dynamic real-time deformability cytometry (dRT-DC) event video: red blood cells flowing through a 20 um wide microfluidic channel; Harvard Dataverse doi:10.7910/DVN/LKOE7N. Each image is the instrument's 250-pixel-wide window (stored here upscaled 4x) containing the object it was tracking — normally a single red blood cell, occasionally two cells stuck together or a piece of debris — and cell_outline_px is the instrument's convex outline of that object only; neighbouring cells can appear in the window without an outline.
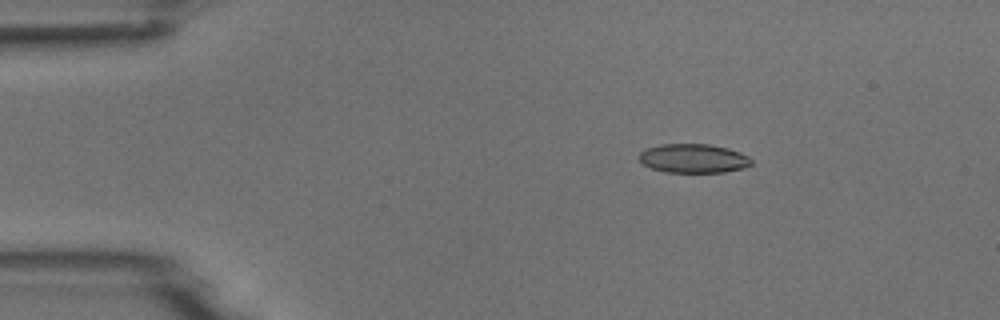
{"species": "common noctule bat (a hibernating species)", "species_latin": "Nyctalus noctula", "temperature_condition": "room temperature", "stored_images_in_passage": 3, "camera_frame_rate_fps": 3000, "um_per_image_px": 0.085, "animal": {"sex": "male", "body_mass_g": 18.8}, "frame": {"image": 1, "passage_image": 1, "time_ms": 0.0, "image_size_px": [1000, 320], "cell_outline_px": [[752, 164], [744, 168], [724, 172], [664, 172], [652, 168], [644, 164], [640, 160], [640, 152], [644, 148], [660, 144], [708, 144], [728, 148], [740, 152], [748, 156], [752, 160]], "centroid_in_image_um": [58.95, 13.46], "position_along_channel_um": 26.1, "area_um2": 19.02}}
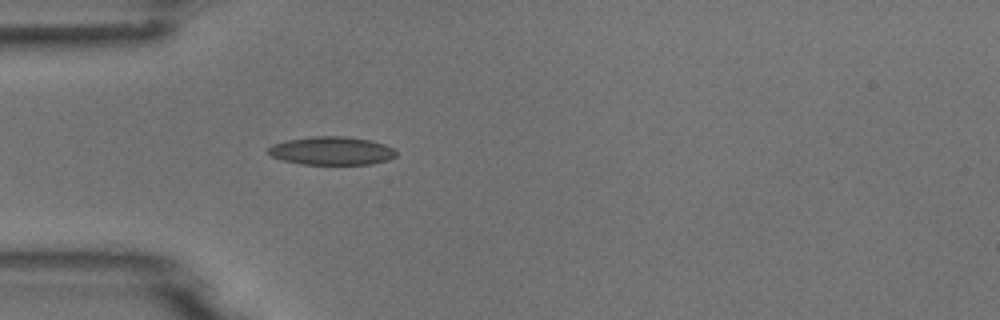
{"frame": {"image": 2, "passage_image": 3, "time_ms": 2.333, "image_size_px": [1000, 320], "cell_outline_px": [[396, 156], [388, 160], [372, 164], [300, 164], [284, 160], [272, 156], [268, 152], [268, 148], [272, 144], [288, 140], [312, 136], [344, 136], [372, 140], [384, 144], [392, 148], [396, 152]], "centroid_in_image_um": [28.21, 12.81], "position_along_channel_um": 56.8, "area_um2": 21.04}}